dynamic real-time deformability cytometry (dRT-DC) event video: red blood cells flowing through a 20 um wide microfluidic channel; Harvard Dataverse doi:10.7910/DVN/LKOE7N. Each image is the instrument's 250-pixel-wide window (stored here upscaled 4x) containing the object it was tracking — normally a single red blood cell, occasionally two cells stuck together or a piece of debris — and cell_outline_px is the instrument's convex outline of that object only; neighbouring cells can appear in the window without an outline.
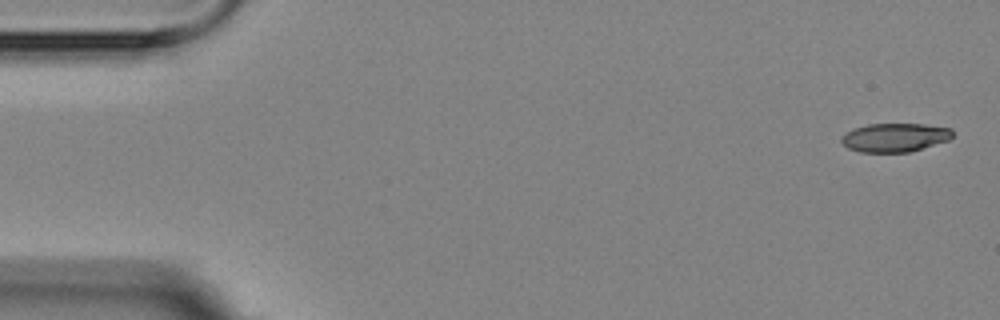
{"species": "Egyptian fruit bat (a non-hibernating species)", "species_latin": "Rousettus aegyptiacus", "temperature_condition": "room temperature", "stored_images_in_passage": 8, "camera_frame_rate_fps": 3000, "um_per_image_px": 0.085, "animal": {"sex": "female"}, "frame": {"image": 1, "passage_image": 1, "time_ms": 0.0, "image_size_px": [1000, 320], "cell_outline_px": [[952, 136], [948, 140], [908, 152], [860, 152], [848, 148], [840, 140], [840, 136], [852, 128], [868, 124], [924, 124], [952, 128]], "centroid_in_image_um": [76.02, 11.67], "position_along_channel_um": 9.0, "area_um2": 18.55}}
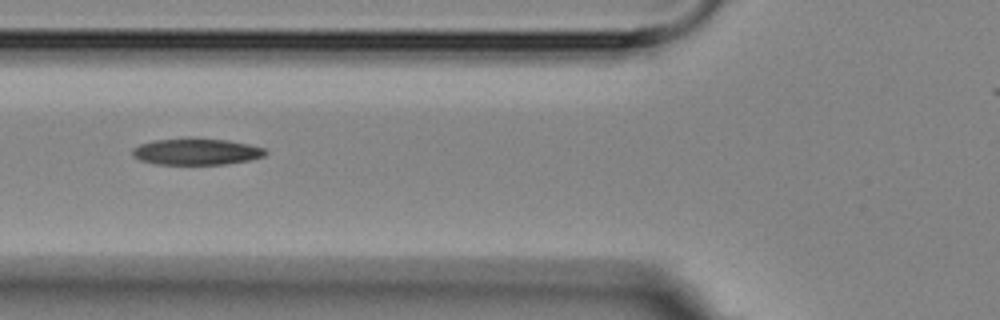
{"frame": {"image": 2, "passage_image": 6, "time_ms": 6.333, "image_size_px": [1000, 320], "cell_outline_px": [[268, 152], [264, 156], [248, 160], [224, 164], [160, 164], [140, 160], [132, 156], [132, 148], [140, 144], [152, 140], [184, 136], [188, 136], [228, 140], [248, 144], [264, 148]], "centroid_in_image_um": [16.65, 12.85], "position_along_channel_um": 109.1, "area_um2": 20.98}}
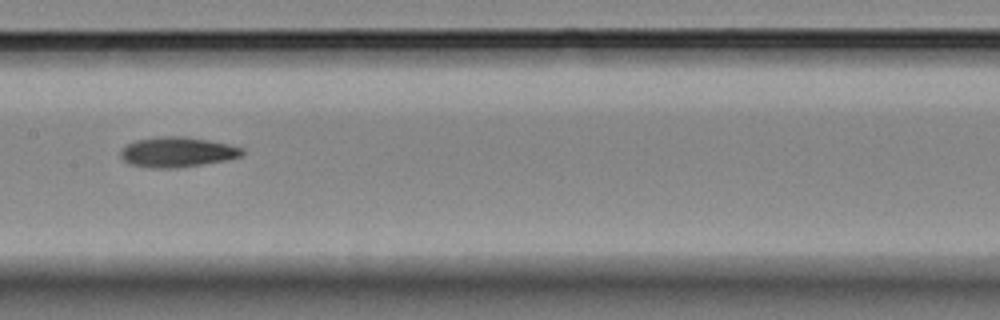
{"frame": {"image": 3, "passage_image": 8, "time_ms": 8.667, "image_size_px": [1000, 320], "cell_outline_px": [[244, 152], [240, 156], [228, 160], [176, 168], [156, 168], [132, 164], [124, 160], [120, 156], [120, 148], [136, 140], [160, 136], [184, 136], [208, 140], [228, 144], [244, 148]], "centroid_in_image_um": [15.07, 12.92], "position_along_channel_um": 192.3, "area_um2": 21.27}}